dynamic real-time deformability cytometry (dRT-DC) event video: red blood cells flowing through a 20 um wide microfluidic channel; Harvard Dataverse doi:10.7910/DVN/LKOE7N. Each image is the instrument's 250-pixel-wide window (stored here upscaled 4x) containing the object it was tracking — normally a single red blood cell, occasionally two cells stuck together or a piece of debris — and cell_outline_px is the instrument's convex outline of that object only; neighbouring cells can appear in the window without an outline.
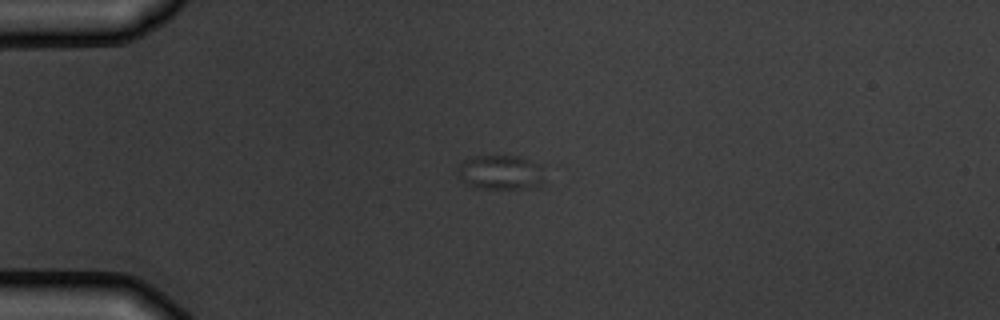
{"species": "common noctule bat (a hibernating species)", "species_latin": "Nyctalus noctula", "temperature_condition": "warm", "stored_images_in_passage": 9, "camera_frame_rate_fps": 3000, "um_per_image_px": 0.085, "animal": {"sex": "male", "body_mass_g": 19.5, "forearm_length_mm": 54.6}, "frame": {"image": 1, "passage_image": 4, "time_ms": 3.333, "image_size_px": [1000, 320], "cell_outline_px": [[544, 180], [540, 188], [476, 188], [464, 184], [456, 176], [456, 164], [460, 160], [472, 156], [520, 156], [544, 164]], "centroid_in_image_um": [42.54, 14.64], "position_along_channel_um": 42.5, "area_um2": 18.55}}
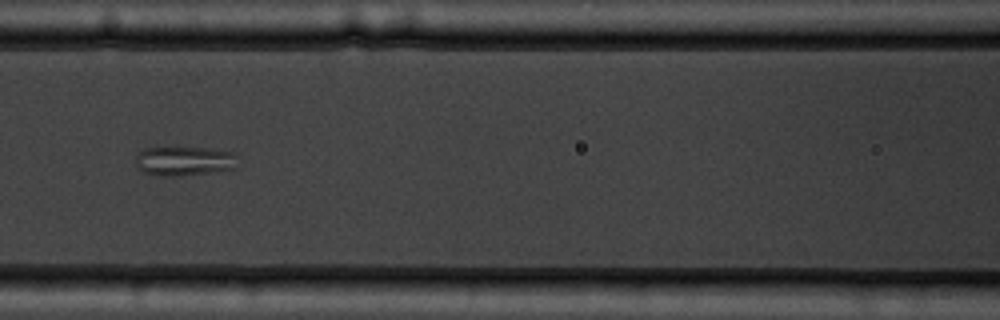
{"frame": {"image": 2, "passage_image": 7, "time_ms": 7.0, "image_size_px": [1000, 320], "cell_outline_px": [[236, 168], [212, 172], [180, 176], [160, 176], [144, 172], [136, 168], [136, 156], [144, 148], [204, 148], [236, 152]], "centroid_in_image_um": [15.66, 13.69], "position_along_channel_um": 150.9, "area_um2": 17.46}}
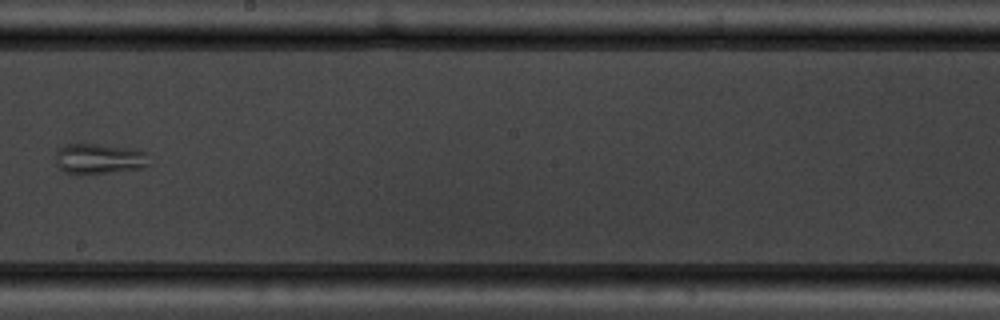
{"frame": {"image": 3, "passage_image": 9, "time_ms": 9.333, "image_size_px": [1000, 320], "cell_outline_px": [[148, 164], [144, 168], [108, 172], [64, 172], [56, 164], [56, 152], [60, 148], [68, 144], [96, 144], [136, 148], [148, 152]], "centroid_in_image_um": [8.49, 13.46], "position_along_channel_um": 239.7, "area_um2": 16.3}}